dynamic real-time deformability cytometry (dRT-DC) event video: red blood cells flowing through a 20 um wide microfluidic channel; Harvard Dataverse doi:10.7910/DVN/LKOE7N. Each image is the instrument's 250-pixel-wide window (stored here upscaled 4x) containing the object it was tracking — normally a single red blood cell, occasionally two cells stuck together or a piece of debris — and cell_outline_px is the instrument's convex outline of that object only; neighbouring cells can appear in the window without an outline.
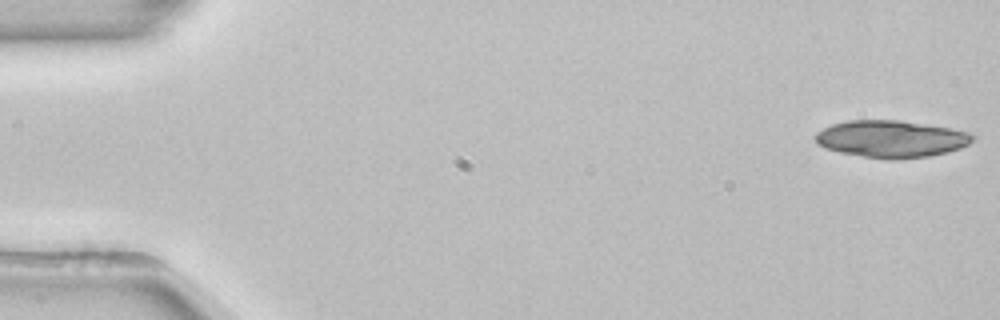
{"species": "common noctule bat (a hibernating species)", "species_latin": "Nyctalus noctula", "temperature_condition": "room temperature", "stored_images_in_passage": 31, "camera_frame_rate_fps": 3000, "um_per_image_px": 0.085, "animal": {"sex": "female", "body_mass_g": 22.7, "forearm_length_mm": 54.2}, "frame": {"image": 1, "passage_image": 1, "time_ms": 0.0, "image_size_px": [1000, 320], "cell_outline_px": [[976, 136], [968, 144], [960, 148], [928, 156], [892, 160], [884, 160], [840, 152], [824, 148], [816, 144], [816, 132], [832, 124], [848, 120], [900, 120], [952, 128], [968, 132]], "centroid_in_image_um": [75.73, 11.81], "position_along_channel_um": 9.3, "area_um2": 34.04}}